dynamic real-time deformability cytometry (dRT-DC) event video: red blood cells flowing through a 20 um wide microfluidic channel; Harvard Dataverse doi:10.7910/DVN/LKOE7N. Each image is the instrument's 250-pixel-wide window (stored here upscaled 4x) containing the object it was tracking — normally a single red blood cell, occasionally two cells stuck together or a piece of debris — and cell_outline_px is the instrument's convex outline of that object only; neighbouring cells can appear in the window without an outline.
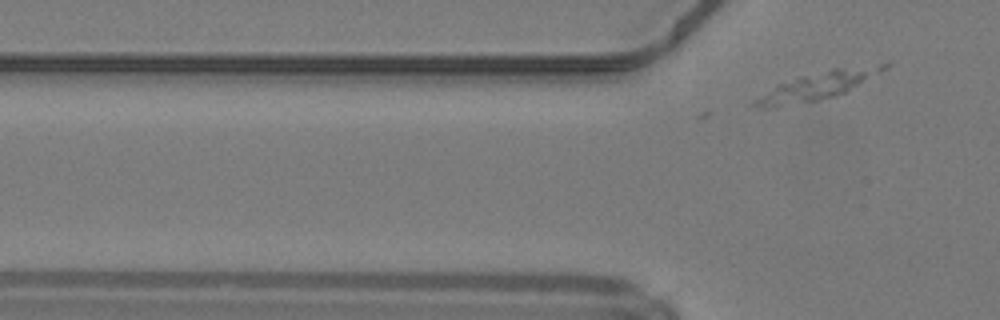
{"species": "common noctule bat (a hibernating species)", "species_latin": "Nyctalus noctula", "temperature_condition": "warm", "stored_images_in_passage": 3, "camera_frame_rate_fps": 3000, "um_per_image_px": 0.085, "animal": {"sex": "male", "body_mass_g": 19.2, "forearm_length_mm": 51.8}, "frame": {"image": 1, "passage_image": 3, "time_ms": 0.667, "image_size_px": [1000, 320], "cell_outline_px": [[864, 76], [856, 84], [844, 92], [836, 96], [820, 100], [760, 108], [752, 104], [752, 100], [780, 84], [804, 76], [832, 68], [844, 68], [864, 72]], "centroid_in_image_um": [68.88, 7.47], "position_along_channel_um": 56.9, "area_um2": 17.17}}